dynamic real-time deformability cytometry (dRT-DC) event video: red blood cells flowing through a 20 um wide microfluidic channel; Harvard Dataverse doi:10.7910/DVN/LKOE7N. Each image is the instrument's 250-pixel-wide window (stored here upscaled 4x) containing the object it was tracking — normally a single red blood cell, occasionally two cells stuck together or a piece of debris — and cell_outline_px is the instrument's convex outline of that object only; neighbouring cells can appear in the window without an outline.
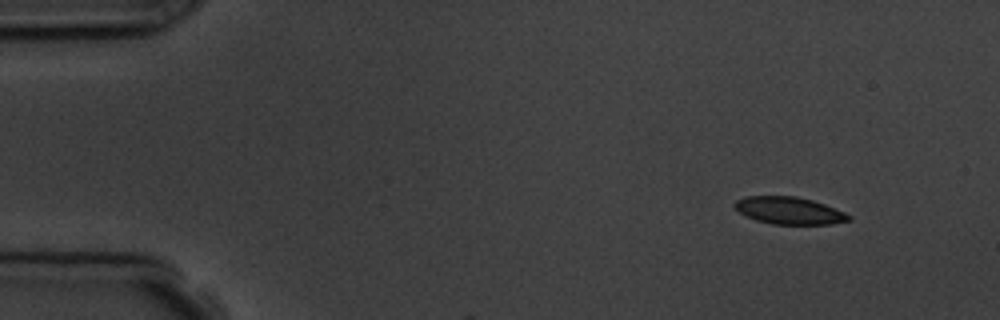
{"species": "common noctule bat (a hibernating species)", "species_latin": "Nyctalus noctula", "temperature_condition": "room temperature", "stored_images_in_passage": 3, "camera_frame_rate_fps": 3000, "um_per_image_px": 0.085, "animal": {"sex": "male", "body_mass_g": 19.5, "forearm_length_mm": 54.6}, "frame": {"image": 1, "passage_image": 1, "time_ms": 0.0, "image_size_px": [1000, 320], "cell_outline_px": [[852, 220], [832, 224], [772, 224], [756, 220], [744, 216], [732, 204], [736, 200], [744, 196], [796, 196], [812, 200], [824, 204], [844, 212], [852, 216]], "centroid_in_image_um": [67.07, 17.9], "position_along_channel_um": 17.9, "area_um2": 18.21}}
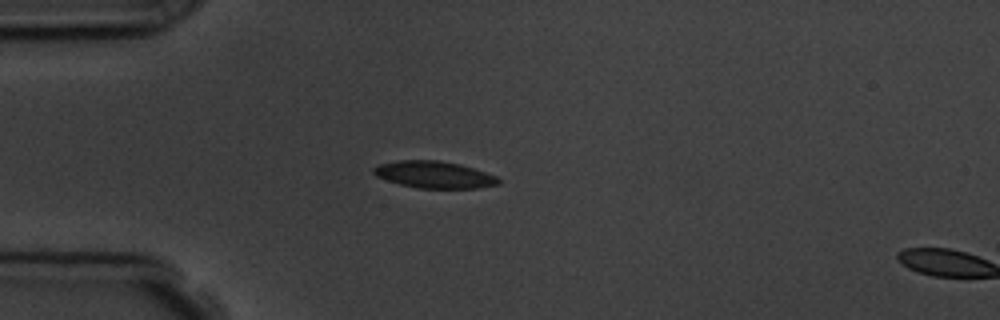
{"frame": {"image": 2, "passage_image": 3, "time_ms": 3.0, "image_size_px": [1000, 320], "cell_outline_px": [[500, 184], [480, 188], [416, 188], [400, 184], [376, 176], [372, 172], [372, 168], [380, 164], [400, 160], [436, 160], [460, 164], [496, 176], [500, 180]], "centroid_in_image_um": [36.9, 14.85], "position_along_channel_um": 48.1, "area_um2": 19.48}}